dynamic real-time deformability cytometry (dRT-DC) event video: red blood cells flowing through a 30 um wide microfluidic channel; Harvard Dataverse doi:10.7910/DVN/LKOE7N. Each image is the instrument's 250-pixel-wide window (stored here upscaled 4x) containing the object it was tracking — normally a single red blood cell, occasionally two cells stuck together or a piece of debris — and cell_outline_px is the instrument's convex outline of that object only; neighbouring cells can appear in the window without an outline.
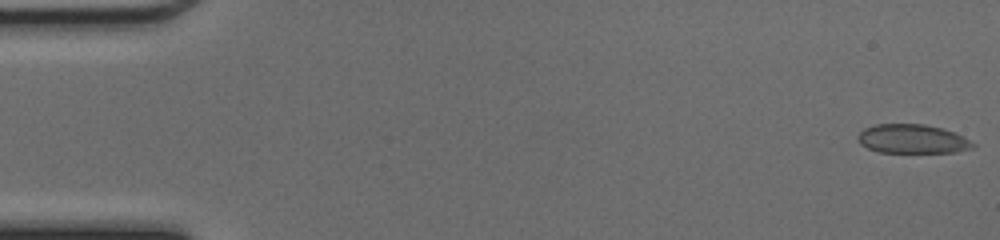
{"species": "common noctule bat (a hibernating species)", "species_latin": "Nyctalus noctula", "temperature_condition": "cold", "stored_images_in_passage": 48, "camera_frame_rate_fps": 3000, "um_per_image_px": 0.085, "animal": {"sex": "female", "body_mass_g": 17.0, "forearm_length_mm": 48.0}, "frame": {"image": 1, "passage_image": 1, "time_ms": 0.0, "image_size_px": [1000, 240], "cell_outline_px": [[976, 148], [956, 152], [880, 152], [868, 148], [860, 144], [856, 136], [864, 128], [876, 124], [924, 124], [940, 128], [964, 136], [976, 144]], "centroid_in_image_um": [77.57, 11.81], "position_along_channel_um": 7.4, "area_um2": 19.48}}
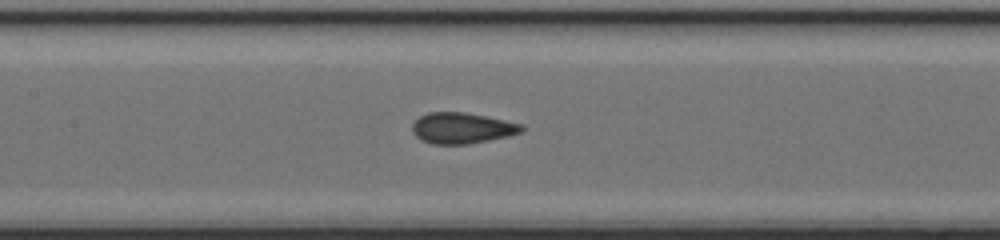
{"frame": {"image": 2, "passage_image": 23, "time_ms": 7.333, "image_size_px": [1000, 240], "cell_outline_px": [[524, 132], [508, 136], [468, 144], [432, 144], [420, 140], [412, 132], [412, 124], [420, 116], [428, 112], [464, 112], [524, 124]], "centroid_in_image_um": [39.27, 10.89], "position_along_channel_um": 168.1, "area_um2": 19.77}}
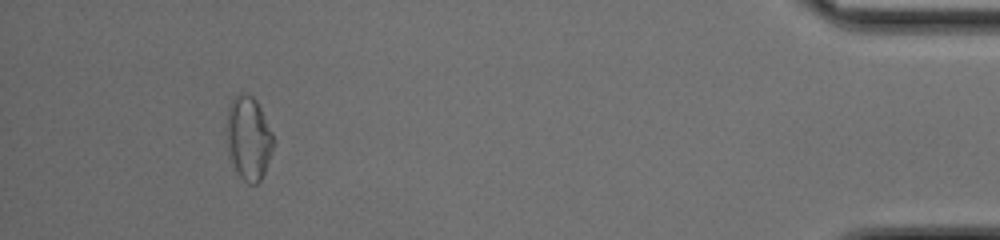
{"frame": {"image": 3, "passage_image": 45, "time_ms": 14.667, "image_size_px": [1000, 240], "cell_outline_px": [[276, 140], [264, 172], [260, 180], [256, 184], [248, 184], [236, 172], [228, 156], [228, 108], [232, 100], [240, 92], [244, 92], [252, 96], [256, 100]], "centroid_in_image_um": [21.14, 11.76], "position_along_channel_um": 414.1, "area_um2": 22.6}, "authors_computed_cell_mechanics": {"area_um2": 19.7387, "velocity_mm_per_s": 4.274, "shape_relaxation_time_tau1_ms": null, "shape_relaxation_time_tau2_ms": 0.8496, "deformation_change_tau1": null, "deformation_change_tau2": 0.0538}}